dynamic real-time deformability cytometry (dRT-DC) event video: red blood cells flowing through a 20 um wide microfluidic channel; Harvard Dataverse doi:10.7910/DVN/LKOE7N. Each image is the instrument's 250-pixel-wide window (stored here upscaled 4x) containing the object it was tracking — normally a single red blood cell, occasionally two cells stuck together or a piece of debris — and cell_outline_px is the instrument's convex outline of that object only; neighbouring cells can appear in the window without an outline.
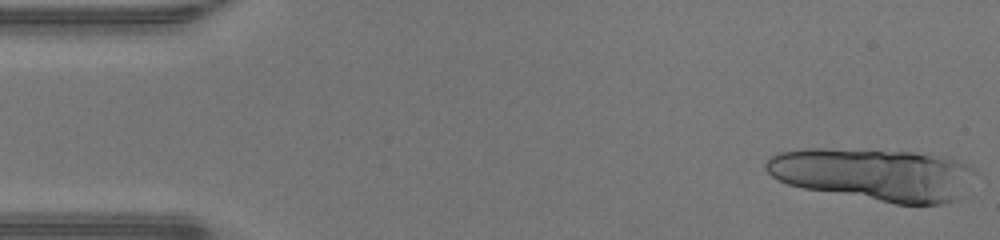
{"species": "human", "species_latin": "Homo sapiens", "temperature_condition": "warm", "stored_images_in_passage": 13, "camera_frame_rate_fps": 3000, "um_per_image_px": 0.085, "donor": {"sex": "male"}, "frame": {"image": 1, "passage_image": 1, "time_ms": 0.0, "image_size_px": [1000, 240], "cell_outline_px": [[972, 172], [956, 200], [940, 204], [896, 204], [804, 188], [788, 184], [776, 180], [764, 168], [764, 164], [772, 156], [780, 152], [804, 148], [824, 148], [912, 152], [948, 156], [972, 168]], "centroid_in_image_um": [74.19, 14.81], "position_along_channel_um": 10.8, "area_um2": 63.29}}